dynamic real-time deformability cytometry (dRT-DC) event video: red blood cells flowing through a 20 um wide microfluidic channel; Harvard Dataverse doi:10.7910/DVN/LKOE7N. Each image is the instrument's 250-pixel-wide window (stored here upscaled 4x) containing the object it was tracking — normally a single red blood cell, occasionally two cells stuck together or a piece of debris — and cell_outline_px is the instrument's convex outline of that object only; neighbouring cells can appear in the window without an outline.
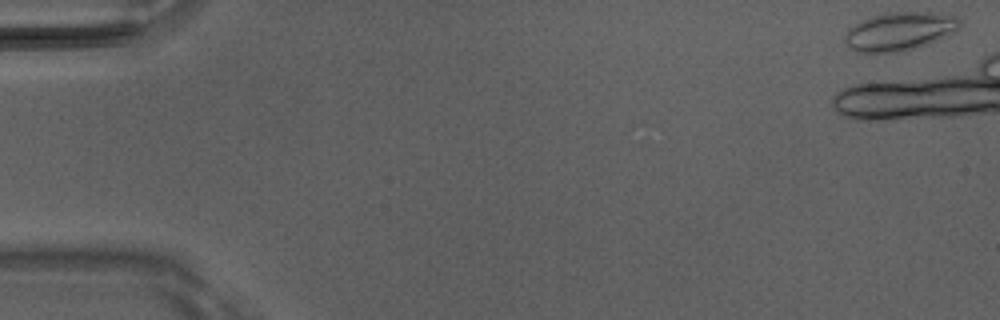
{"species": "Egyptian fruit bat (a non-hibernating species)", "species_latin": "Rousettus aegyptiacus", "temperature_condition": "room temperature", "stored_images_in_passage": 5, "camera_frame_rate_fps": 3000, "um_per_image_px": 0.085, "animal": {"sex": "male"}, "frame": {"image": 1, "passage_image": 1, "time_ms": 0.0, "image_size_px": [1000, 320], "cell_outline_px": [[960, 24], [956, 32], [948, 36], [928, 44], [916, 48], [900, 52], [856, 52], [848, 48], [844, 44], [844, 36], [848, 28], [872, 16], [888, 12], [932, 12], [956, 16], [960, 20]], "centroid_in_image_um": [76.46, 2.67], "position_along_channel_um": 8.5, "area_um2": 25.95}}